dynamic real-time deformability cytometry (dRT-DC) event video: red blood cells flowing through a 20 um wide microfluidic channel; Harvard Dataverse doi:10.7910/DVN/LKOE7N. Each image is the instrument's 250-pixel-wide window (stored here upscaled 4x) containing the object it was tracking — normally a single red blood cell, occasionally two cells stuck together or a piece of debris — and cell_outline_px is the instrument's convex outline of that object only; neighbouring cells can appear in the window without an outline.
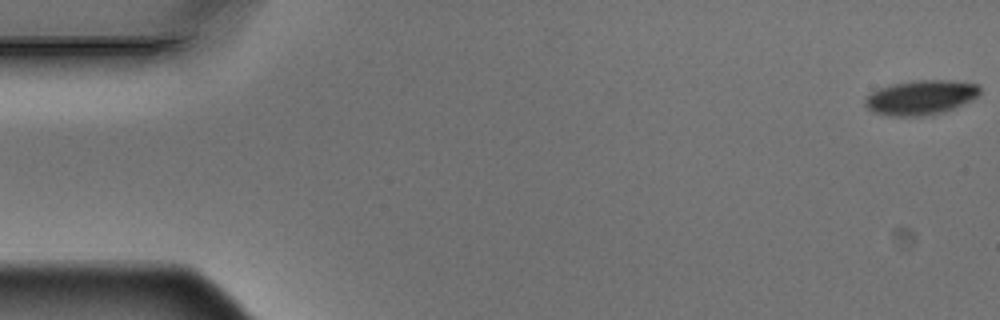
{"species": "Egyptian fruit bat (a non-hibernating species)", "species_latin": "Rousettus aegyptiacus", "temperature_condition": "warm", "stored_images_in_passage": 5, "segment_of_instrument_passage": [2, 2], "camera_frame_rate_fps": 3000, "um_per_image_px": 0.085, "animal": {"sex": "male"}, "frame": {"image": 1, "passage_image": 5, "time_ms": 1.333, "image_size_px": [1000, 320], "cell_outline_px": [[980, 92], [972, 100], [944, 112], [924, 116], [892, 116], [872, 112], [864, 104], [864, 100], [872, 92], [880, 88], [892, 84], [912, 80], [948, 80], [980, 84]], "centroid_in_image_um": [78.27, 8.28], "position_along_channel_um": 6.7, "area_um2": 23.18}}